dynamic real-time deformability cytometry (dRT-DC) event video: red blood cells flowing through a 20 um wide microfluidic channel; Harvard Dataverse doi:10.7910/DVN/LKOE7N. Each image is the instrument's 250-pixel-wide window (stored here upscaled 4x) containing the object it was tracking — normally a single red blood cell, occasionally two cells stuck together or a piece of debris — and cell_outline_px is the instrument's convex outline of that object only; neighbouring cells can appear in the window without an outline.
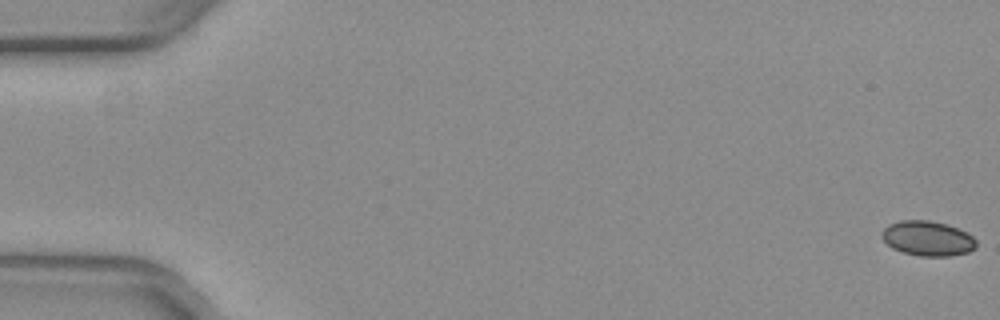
{"species": "common noctule bat (a hibernating species)", "species_latin": "Nyctalus noctula", "temperature_condition": "warm", "stored_images_in_passage": 2, "camera_frame_rate_fps": 3000, "um_per_image_px": 0.085, "animal": {"sex": "female", "body_mass_g": 29.2, "forearm_length_mm": 56.3}, "frame": {"image": 1, "passage_image": 1, "time_ms": 0.0, "image_size_px": [1000, 320], "cell_outline_px": [[972, 248], [960, 252], [912, 252], [900, 248], [900, 224], [936, 224], [952, 228], [968, 236], [972, 240]], "centroid_in_image_um": [79.29, 20.3], "position_along_channel_um": 5.7, "area_um2": 12.66}}